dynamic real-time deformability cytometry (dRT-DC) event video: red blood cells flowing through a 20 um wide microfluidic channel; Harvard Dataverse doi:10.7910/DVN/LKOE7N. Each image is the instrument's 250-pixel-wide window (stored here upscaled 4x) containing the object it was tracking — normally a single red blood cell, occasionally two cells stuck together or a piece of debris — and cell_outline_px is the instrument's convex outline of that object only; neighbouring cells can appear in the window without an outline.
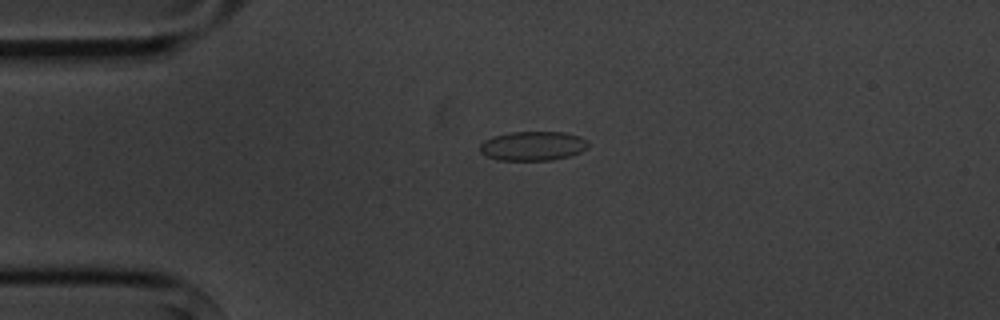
{"species": "common noctule bat (a hibernating species)", "species_latin": "Nyctalus noctula", "temperature_condition": "cold", "stored_images_in_passage": 3, "camera_frame_rate_fps": 3000, "um_per_image_px": 0.085, "animal": {"sex": "male", "body_mass_g": 20.1, "forearm_length_mm": 53.5}, "frame": {"image": 1, "passage_image": 1, "time_ms": 0.0, "image_size_px": [1000, 320], "cell_outline_px": [[588, 148], [580, 152], [568, 156], [552, 160], [496, 160], [480, 152], [480, 144], [484, 140], [492, 136], [508, 132], [564, 132], [580, 136], [588, 140]], "centroid_in_image_um": [45.29, 12.4], "position_along_channel_um": 39.7, "area_um2": 18.61}}
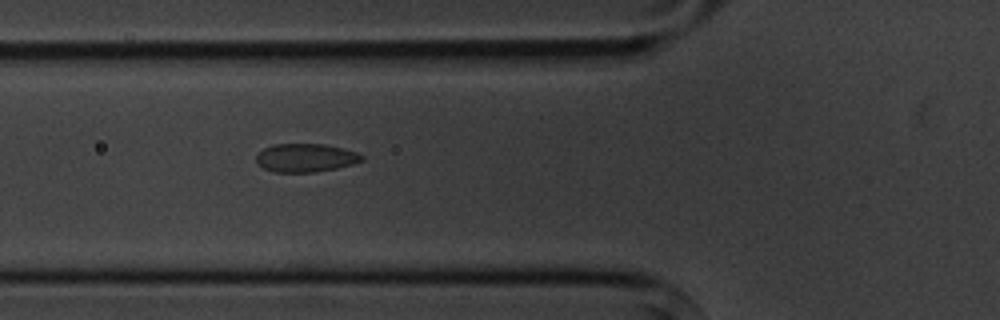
{"frame": {"image": 2, "passage_image": 3, "time_ms": 2.333, "image_size_px": [1000, 320], "cell_outline_px": [[364, 160], [352, 164], [336, 168], [316, 172], [276, 172], [264, 168], [256, 160], [256, 152], [272, 144], [324, 144], [356, 152], [364, 156]], "centroid_in_image_um": [25.96, 13.41], "position_along_channel_um": 99.8, "area_um2": 17.4}}